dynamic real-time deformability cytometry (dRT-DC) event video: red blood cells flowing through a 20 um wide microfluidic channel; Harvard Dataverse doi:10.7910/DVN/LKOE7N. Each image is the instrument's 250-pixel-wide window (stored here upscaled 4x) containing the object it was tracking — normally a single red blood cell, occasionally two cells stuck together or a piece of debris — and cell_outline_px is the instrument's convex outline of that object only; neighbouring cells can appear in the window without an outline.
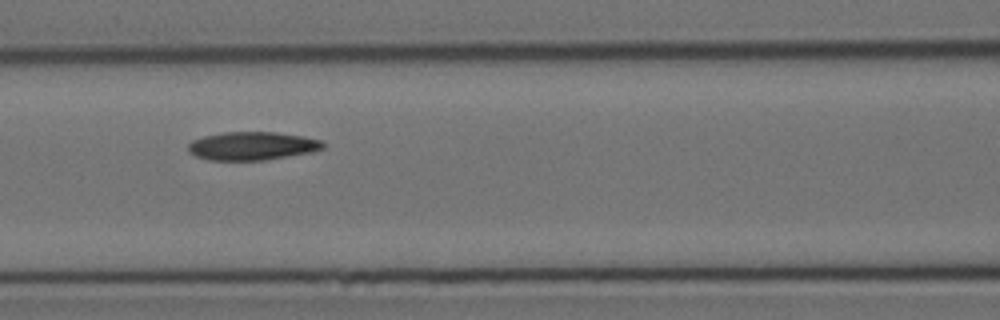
{"species": "Egyptian fruit bat (a non-hibernating species)", "species_latin": "Rousettus aegyptiacus", "temperature_condition": "cold", "stored_images_in_passage": 7, "segment_of_instrument_passage": [1, 2], "camera_frame_rate_fps": 3000, "um_per_image_px": 0.085, "animal": {"sex": "female"}, "frame": {"image": 1, "passage_image": 5, "time_ms": 4.667, "image_size_px": [1000, 320], "cell_outline_px": [[324, 148], [312, 152], [264, 160], [208, 160], [196, 156], [188, 152], [188, 144], [192, 140], [204, 136], [224, 132], [276, 132], [304, 136], [320, 140], [324, 144]], "centroid_in_image_um": [21.42, 12.4], "position_along_channel_um": 145.2, "area_um2": 22.25}}
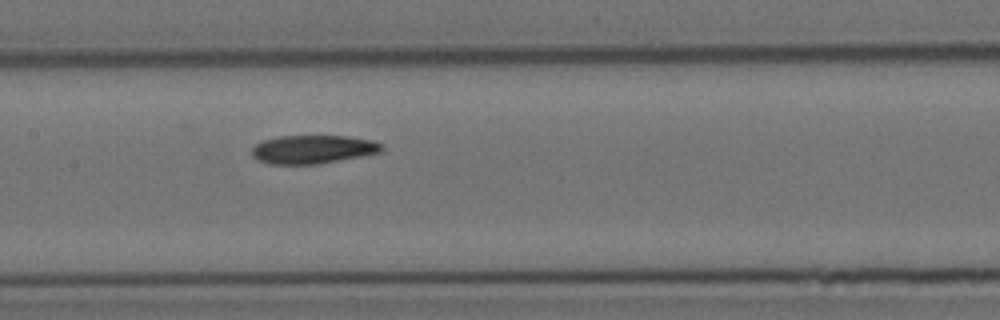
{"frame": {"image": 2, "passage_image": 6, "time_ms": 5.667, "image_size_px": [1000, 320], "cell_outline_px": [[384, 148], [380, 152], [364, 156], [320, 164], [268, 164], [252, 156], [252, 148], [256, 144], [264, 140], [280, 136], [348, 136], [372, 140], [384, 144]], "centroid_in_image_um": [26.64, 12.7], "position_along_channel_um": 180.8, "area_um2": 21.68}}